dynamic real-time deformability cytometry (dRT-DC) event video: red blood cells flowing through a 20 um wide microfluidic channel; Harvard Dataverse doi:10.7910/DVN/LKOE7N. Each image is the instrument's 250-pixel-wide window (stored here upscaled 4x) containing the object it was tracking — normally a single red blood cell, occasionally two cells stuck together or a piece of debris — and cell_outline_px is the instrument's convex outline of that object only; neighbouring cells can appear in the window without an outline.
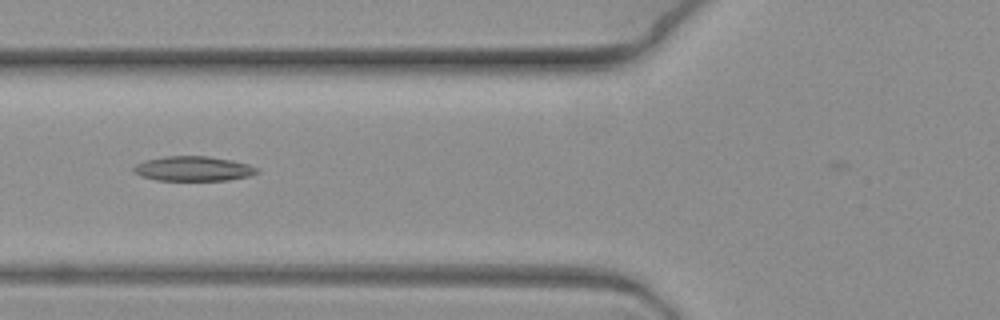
{"species": "common noctule bat (a hibernating species)", "species_latin": "Nyctalus noctula", "temperature_condition": "warm", "stored_images_in_passage": 7, "camera_frame_rate_fps": 3000, "um_per_image_px": 0.085, "animal": {"sex": "female", "body_mass_g": 19.3, "forearm_length_mm": 54.1}, "frame": {"image": 1, "passage_image": 6, "time_ms": 1.667, "image_size_px": [1000, 320], "cell_outline_px": [[260, 172], [248, 176], [228, 180], [156, 180], [132, 172], [132, 168], [136, 164], [144, 160], [164, 156], [208, 156], [232, 160], [248, 164], [260, 168]], "centroid_in_image_um": [16.44, 14.33], "position_along_channel_um": 109.4, "area_um2": 17.86}}